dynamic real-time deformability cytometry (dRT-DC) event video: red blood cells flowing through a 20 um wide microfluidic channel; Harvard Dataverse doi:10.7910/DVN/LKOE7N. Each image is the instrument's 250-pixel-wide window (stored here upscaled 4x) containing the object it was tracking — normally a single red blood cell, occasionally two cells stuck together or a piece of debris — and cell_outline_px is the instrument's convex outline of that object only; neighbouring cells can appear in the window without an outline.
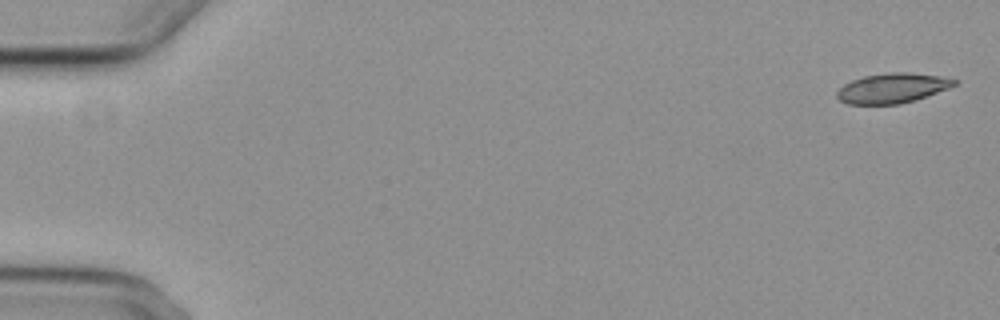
{"species": "common noctule bat (a hibernating species)", "species_latin": "Nyctalus noctula", "temperature_condition": "cold", "stored_images_in_passage": 3, "camera_frame_rate_fps": 3000, "um_per_image_px": 0.085, "animal": {"sex": "female", "body_mass_g": 29.2, "forearm_length_mm": 56.3}, "frame": {"image": 1, "passage_image": 1, "time_ms": 0.0, "image_size_px": [1000, 320], "cell_outline_px": [[960, 80], [956, 84], [948, 88], [916, 100], [900, 104], [848, 104], [840, 100], [836, 96], [836, 92], [844, 84], [852, 80], [864, 76], [892, 72], [908, 72], [940, 76]], "centroid_in_image_um": [75.86, 7.49], "position_along_channel_um": 9.1, "area_um2": 20.4}}